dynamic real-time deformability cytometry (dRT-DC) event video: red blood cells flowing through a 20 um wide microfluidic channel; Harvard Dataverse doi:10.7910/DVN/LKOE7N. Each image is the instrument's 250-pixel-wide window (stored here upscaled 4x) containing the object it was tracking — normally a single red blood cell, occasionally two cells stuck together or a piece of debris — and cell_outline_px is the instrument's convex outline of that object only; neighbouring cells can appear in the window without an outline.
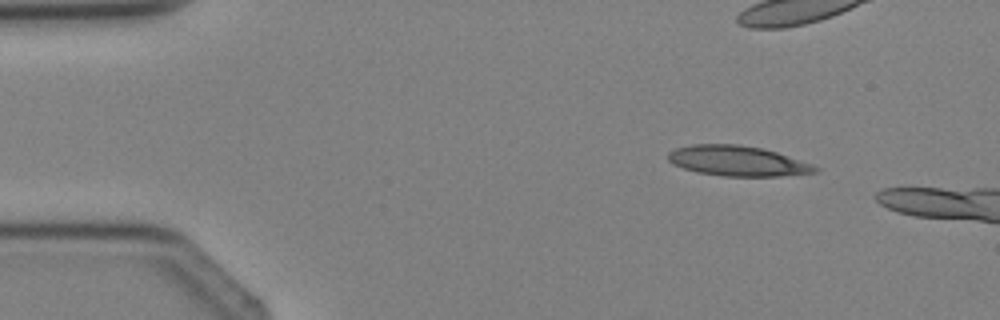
{"species": "Egyptian fruit bat (a non-hibernating species)", "species_latin": "Rousettus aegyptiacus", "temperature_condition": "cold", "stored_images_in_passage": 5, "camera_frame_rate_fps": 3000, "um_per_image_px": 0.085, "animal": {"sex": "female"}, "frame": {"image": 1, "passage_image": 1, "time_ms": 0.0, "image_size_px": [1000, 320], "cell_outline_px": [[820, 168], [816, 172], [780, 176], [724, 176], [696, 172], [684, 168], [668, 160], [668, 152], [676, 148], [692, 144], [736, 144], [760, 148], [776, 152], [812, 164]], "centroid_in_image_um": [62.68, 13.68], "position_along_channel_um": 22.3, "area_um2": 25.61}}
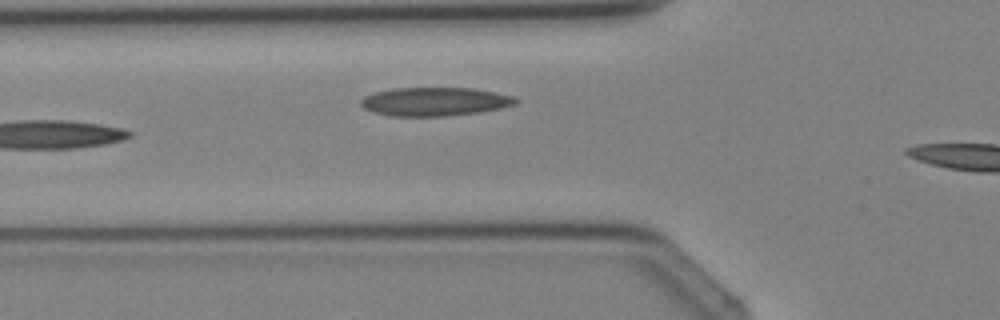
{"frame": {"image": 2, "passage_image": 4, "time_ms": 3.333, "image_size_px": [1000, 320], "cell_outline_px": [[520, 100], [516, 104], [500, 108], [480, 112], [444, 116], [392, 116], [372, 112], [364, 108], [360, 104], [360, 100], [364, 96], [376, 92], [392, 88], [472, 88], [512, 96]], "centroid_in_image_um": [36.93, 8.64], "position_along_channel_um": 88.9, "area_um2": 25.72}}